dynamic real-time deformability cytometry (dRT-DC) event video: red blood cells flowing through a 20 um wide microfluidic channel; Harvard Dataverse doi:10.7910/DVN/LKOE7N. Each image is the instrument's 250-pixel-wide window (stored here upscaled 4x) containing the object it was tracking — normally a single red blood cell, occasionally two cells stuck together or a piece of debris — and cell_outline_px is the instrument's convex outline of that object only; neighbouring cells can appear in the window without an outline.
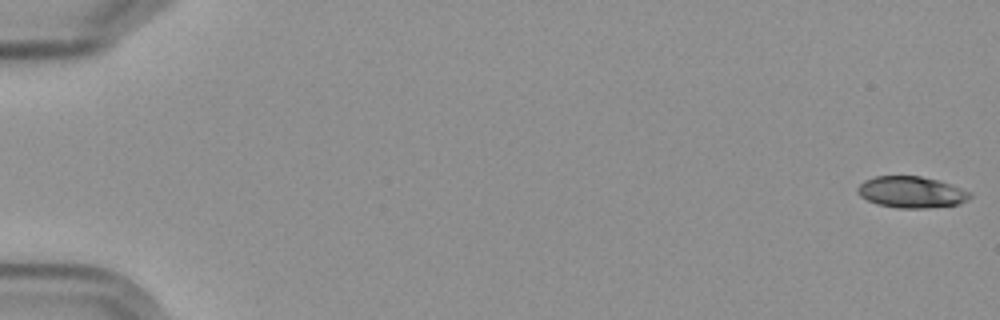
{"species": "Egyptian fruit bat (a non-hibernating species)", "species_latin": "Rousettus aegyptiacus", "temperature_condition": "cold", "stored_images_in_passage": 6, "camera_frame_rate_fps": 3000, "um_per_image_px": 0.085, "frame": {"image": 1, "passage_image": 1, "time_ms": 0.0, "image_size_px": [1000, 320], "cell_outline_px": [[972, 196], [968, 200], [960, 204], [924, 208], [896, 208], [876, 204], [860, 196], [856, 192], [856, 188], [864, 180], [876, 176], [920, 176], [936, 180], [960, 188], [968, 192]], "centroid_in_image_um": [77.41, 16.34], "position_along_channel_um": 7.6, "area_um2": 20.46}}
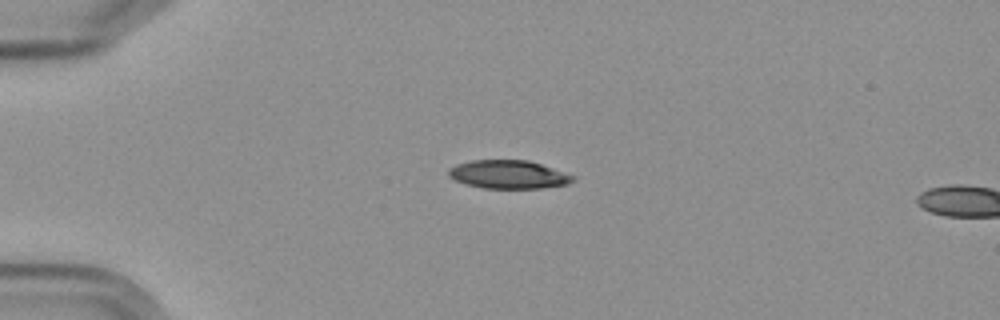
{"frame": {"image": 2, "passage_image": 5, "time_ms": 4.667, "image_size_px": [1000, 320], "cell_outline_px": [[576, 180], [568, 184], [544, 188], [484, 188], [468, 184], [456, 180], [448, 176], [448, 168], [456, 164], [472, 160], [528, 160], [576, 176]], "centroid_in_image_um": [43.24, 14.83], "position_along_channel_um": 41.8, "area_um2": 20.52}}